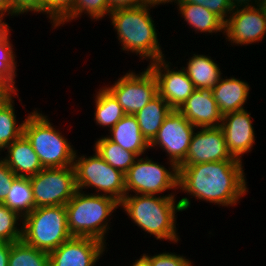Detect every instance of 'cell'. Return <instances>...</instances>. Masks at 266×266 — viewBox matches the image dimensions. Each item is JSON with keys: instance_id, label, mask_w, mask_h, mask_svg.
Returning <instances> with one entry per match:
<instances>
[{"instance_id": "cell-16", "label": "cell", "mask_w": 266, "mask_h": 266, "mask_svg": "<svg viewBox=\"0 0 266 266\" xmlns=\"http://www.w3.org/2000/svg\"><path fill=\"white\" fill-rule=\"evenodd\" d=\"M251 119V113L242 109L223 115L220 124L229 153L240 161L243 160L241 156L251 152L255 144V131Z\"/></svg>"}, {"instance_id": "cell-11", "label": "cell", "mask_w": 266, "mask_h": 266, "mask_svg": "<svg viewBox=\"0 0 266 266\" xmlns=\"http://www.w3.org/2000/svg\"><path fill=\"white\" fill-rule=\"evenodd\" d=\"M195 128L178 110H172L149 148L160 147L169 157L167 164L174 163L178 167L185 160Z\"/></svg>"}, {"instance_id": "cell-33", "label": "cell", "mask_w": 266, "mask_h": 266, "mask_svg": "<svg viewBox=\"0 0 266 266\" xmlns=\"http://www.w3.org/2000/svg\"><path fill=\"white\" fill-rule=\"evenodd\" d=\"M143 255L149 260L150 266H193V262L180 254L175 252H162L150 256L149 254L143 253Z\"/></svg>"}, {"instance_id": "cell-15", "label": "cell", "mask_w": 266, "mask_h": 266, "mask_svg": "<svg viewBox=\"0 0 266 266\" xmlns=\"http://www.w3.org/2000/svg\"><path fill=\"white\" fill-rule=\"evenodd\" d=\"M90 237H71L49 253V266H95L107 249Z\"/></svg>"}, {"instance_id": "cell-30", "label": "cell", "mask_w": 266, "mask_h": 266, "mask_svg": "<svg viewBox=\"0 0 266 266\" xmlns=\"http://www.w3.org/2000/svg\"><path fill=\"white\" fill-rule=\"evenodd\" d=\"M22 222L23 217L16 211L0 204V242L13 243L22 240Z\"/></svg>"}, {"instance_id": "cell-8", "label": "cell", "mask_w": 266, "mask_h": 266, "mask_svg": "<svg viewBox=\"0 0 266 266\" xmlns=\"http://www.w3.org/2000/svg\"><path fill=\"white\" fill-rule=\"evenodd\" d=\"M165 165L152 158L138 157L125 174V191L135 194L160 195L167 190H178L179 169L174 163Z\"/></svg>"}, {"instance_id": "cell-3", "label": "cell", "mask_w": 266, "mask_h": 266, "mask_svg": "<svg viewBox=\"0 0 266 266\" xmlns=\"http://www.w3.org/2000/svg\"><path fill=\"white\" fill-rule=\"evenodd\" d=\"M159 3L151 2L146 5L119 9L110 12L109 17L117 38L121 43V50L134 53L149 63L165 58L156 32V25L150 14L152 7Z\"/></svg>"}, {"instance_id": "cell-6", "label": "cell", "mask_w": 266, "mask_h": 266, "mask_svg": "<svg viewBox=\"0 0 266 266\" xmlns=\"http://www.w3.org/2000/svg\"><path fill=\"white\" fill-rule=\"evenodd\" d=\"M22 240L50 253L72 236L65 205L38 207L23 217Z\"/></svg>"}, {"instance_id": "cell-1", "label": "cell", "mask_w": 266, "mask_h": 266, "mask_svg": "<svg viewBox=\"0 0 266 266\" xmlns=\"http://www.w3.org/2000/svg\"><path fill=\"white\" fill-rule=\"evenodd\" d=\"M243 167L240 160L178 166V189L195 200L235 206L248 193Z\"/></svg>"}, {"instance_id": "cell-25", "label": "cell", "mask_w": 266, "mask_h": 266, "mask_svg": "<svg viewBox=\"0 0 266 266\" xmlns=\"http://www.w3.org/2000/svg\"><path fill=\"white\" fill-rule=\"evenodd\" d=\"M94 151L109 165L126 174L138 156L102 136L95 141Z\"/></svg>"}, {"instance_id": "cell-32", "label": "cell", "mask_w": 266, "mask_h": 266, "mask_svg": "<svg viewBox=\"0 0 266 266\" xmlns=\"http://www.w3.org/2000/svg\"><path fill=\"white\" fill-rule=\"evenodd\" d=\"M75 0H43L42 13L47 15L52 24V29L63 26L71 16Z\"/></svg>"}, {"instance_id": "cell-35", "label": "cell", "mask_w": 266, "mask_h": 266, "mask_svg": "<svg viewBox=\"0 0 266 266\" xmlns=\"http://www.w3.org/2000/svg\"><path fill=\"white\" fill-rule=\"evenodd\" d=\"M17 178L14 172L0 157V204H3L13 181Z\"/></svg>"}, {"instance_id": "cell-38", "label": "cell", "mask_w": 266, "mask_h": 266, "mask_svg": "<svg viewBox=\"0 0 266 266\" xmlns=\"http://www.w3.org/2000/svg\"><path fill=\"white\" fill-rule=\"evenodd\" d=\"M17 91L7 83L0 81V108L7 103Z\"/></svg>"}, {"instance_id": "cell-28", "label": "cell", "mask_w": 266, "mask_h": 266, "mask_svg": "<svg viewBox=\"0 0 266 266\" xmlns=\"http://www.w3.org/2000/svg\"><path fill=\"white\" fill-rule=\"evenodd\" d=\"M9 30L11 31V28L7 25L0 32V81L7 83L18 91L15 86L16 80H14L17 76V57L13 51L14 45L10 42L11 32Z\"/></svg>"}, {"instance_id": "cell-4", "label": "cell", "mask_w": 266, "mask_h": 266, "mask_svg": "<svg viewBox=\"0 0 266 266\" xmlns=\"http://www.w3.org/2000/svg\"><path fill=\"white\" fill-rule=\"evenodd\" d=\"M72 237H90L106 243L112 213L120 207L114 198L77 190L65 205ZM109 229V230H108Z\"/></svg>"}, {"instance_id": "cell-34", "label": "cell", "mask_w": 266, "mask_h": 266, "mask_svg": "<svg viewBox=\"0 0 266 266\" xmlns=\"http://www.w3.org/2000/svg\"><path fill=\"white\" fill-rule=\"evenodd\" d=\"M196 5H202L214 14L218 15L224 22L227 21L233 10L230 0H183Z\"/></svg>"}, {"instance_id": "cell-23", "label": "cell", "mask_w": 266, "mask_h": 266, "mask_svg": "<svg viewBox=\"0 0 266 266\" xmlns=\"http://www.w3.org/2000/svg\"><path fill=\"white\" fill-rule=\"evenodd\" d=\"M172 110L170 105L157 94L135 114L141 133L148 143L154 139L165 118Z\"/></svg>"}, {"instance_id": "cell-2", "label": "cell", "mask_w": 266, "mask_h": 266, "mask_svg": "<svg viewBox=\"0 0 266 266\" xmlns=\"http://www.w3.org/2000/svg\"><path fill=\"white\" fill-rule=\"evenodd\" d=\"M175 196V193L165 196L130 194L122 199L120 207L138 228L153 235L156 240H168L175 244L180 241L176 213L191 208V199L182 197L177 201Z\"/></svg>"}, {"instance_id": "cell-29", "label": "cell", "mask_w": 266, "mask_h": 266, "mask_svg": "<svg viewBox=\"0 0 266 266\" xmlns=\"http://www.w3.org/2000/svg\"><path fill=\"white\" fill-rule=\"evenodd\" d=\"M8 266H49V253L38 250L23 240L13 242Z\"/></svg>"}, {"instance_id": "cell-24", "label": "cell", "mask_w": 266, "mask_h": 266, "mask_svg": "<svg viewBox=\"0 0 266 266\" xmlns=\"http://www.w3.org/2000/svg\"><path fill=\"white\" fill-rule=\"evenodd\" d=\"M94 95L95 97V112L94 120L96 125L100 127L113 128L126 114L123 108L119 105L117 99L106 88L101 87Z\"/></svg>"}, {"instance_id": "cell-22", "label": "cell", "mask_w": 266, "mask_h": 266, "mask_svg": "<svg viewBox=\"0 0 266 266\" xmlns=\"http://www.w3.org/2000/svg\"><path fill=\"white\" fill-rule=\"evenodd\" d=\"M186 65V67L182 68L193 82L195 89L213 88L223 74L221 68L211 56L205 54H193Z\"/></svg>"}, {"instance_id": "cell-43", "label": "cell", "mask_w": 266, "mask_h": 266, "mask_svg": "<svg viewBox=\"0 0 266 266\" xmlns=\"http://www.w3.org/2000/svg\"><path fill=\"white\" fill-rule=\"evenodd\" d=\"M8 25V23H4L0 21V32Z\"/></svg>"}, {"instance_id": "cell-42", "label": "cell", "mask_w": 266, "mask_h": 266, "mask_svg": "<svg viewBox=\"0 0 266 266\" xmlns=\"http://www.w3.org/2000/svg\"><path fill=\"white\" fill-rule=\"evenodd\" d=\"M131 266H150L149 260L142 254L139 259H136Z\"/></svg>"}, {"instance_id": "cell-26", "label": "cell", "mask_w": 266, "mask_h": 266, "mask_svg": "<svg viewBox=\"0 0 266 266\" xmlns=\"http://www.w3.org/2000/svg\"><path fill=\"white\" fill-rule=\"evenodd\" d=\"M3 204L16 211L21 217L33 211L35 205L29 178L17 177L13 181Z\"/></svg>"}, {"instance_id": "cell-41", "label": "cell", "mask_w": 266, "mask_h": 266, "mask_svg": "<svg viewBox=\"0 0 266 266\" xmlns=\"http://www.w3.org/2000/svg\"><path fill=\"white\" fill-rule=\"evenodd\" d=\"M232 7H250L264 5L265 0H230Z\"/></svg>"}, {"instance_id": "cell-36", "label": "cell", "mask_w": 266, "mask_h": 266, "mask_svg": "<svg viewBox=\"0 0 266 266\" xmlns=\"http://www.w3.org/2000/svg\"><path fill=\"white\" fill-rule=\"evenodd\" d=\"M43 0H9L12 9L20 16L24 13H42Z\"/></svg>"}, {"instance_id": "cell-40", "label": "cell", "mask_w": 266, "mask_h": 266, "mask_svg": "<svg viewBox=\"0 0 266 266\" xmlns=\"http://www.w3.org/2000/svg\"><path fill=\"white\" fill-rule=\"evenodd\" d=\"M10 249V242H0V266H8Z\"/></svg>"}, {"instance_id": "cell-18", "label": "cell", "mask_w": 266, "mask_h": 266, "mask_svg": "<svg viewBox=\"0 0 266 266\" xmlns=\"http://www.w3.org/2000/svg\"><path fill=\"white\" fill-rule=\"evenodd\" d=\"M6 149V156L2 158L1 155V159L17 177L29 178L43 169L38 155L24 135L12 142Z\"/></svg>"}, {"instance_id": "cell-20", "label": "cell", "mask_w": 266, "mask_h": 266, "mask_svg": "<svg viewBox=\"0 0 266 266\" xmlns=\"http://www.w3.org/2000/svg\"><path fill=\"white\" fill-rule=\"evenodd\" d=\"M173 2L177 4L178 14H181L186 24L193 28L195 33L212 35L222 32L225 34V22L207 8L183 0H173L171 3Z\"/></svg>"}, {"instance_id": "cell-39", "label": "cell", "mask_w": 266, "mask_h": 266, "mask_svg": "<svg viewBox=\"0 0 266 266\" xmlns=\"http://www.w3.org/2000/svg\"><path fill=\"white\" fill-rule=\"evenodd\" d=\"M6 15L18 16V14L12 9L9 0H0V21L6 23V19H4V17H7Z\"/></svg>"}, {"instance_id": "cell-12", "label": "cell", "mask_w": 266, "mask_h": 266, "mask_svg": "<svg viewBox=\"0 0 266 266\" xmlns=\"http://www.w3.org/2000/svg\"><path fill=\"white\" fill-rule=\"evenodd\" d=\"M226 35V36H225ZM225 39L230 45L247 46L265 39L266 8L264 5L233 8L225 22Z\"/></svg>"}, {"instance_id": "cell-19", "label": "cell", "mask_w": 266, "mask_h": 266, "mask_svg": "<svg viewBox=\"0 0 266 266\" xmlns=\"http://www.w3.org/2000/svg\"><path fill=\"white\" fill-rule=\"evenodd\" d=\"M212 89L214 100L222 115L245 109L244 105L249 99L250 92V85L246 80L234 76L230 78L226 76L224 79L222 76Z\"/></svg>"}, {"instance_id": "cell-37", "label": "cell", "mask_w": 266, "mask_h": 266, "mask_svg": "<svg viewBox=\"0 0 266 266\" xmlns=\"http://www.w3.org/2000/svg\"><path fill=\"white\" fill-rule=\"evenodd\" d=\"M107 1L110 8V12L119 9L138 7L152 2L151 0H107Z\"/></svg>"}, {"instance_id": "cell-5", "label": "cell", "mask_w": 266, "mask_h": 266, "mask_svg": "<svg viewBox=\"0 0 266 266\" xmlns=\"http://www.w3.org/2000/svg\"><path fill=\"white\" fill-rule=\"evenodd\" d=\"M37 108L28 113L23 135L31 143L43 168L73 166L77 150Z\"/></svg>"}, {"instance_id": "cell-21", "label": "cell", "mask_w": 266, "mask_h": 266, "mask_svg": "<svg viewBox=\"0 0 266 266\" xmlns=\"http://www.w3.org/2000/svg\"><path fill=\"white\" fill-rule=\"evenodd\" d=\"M109 132V135H106L109 140L135 153L138 157L150 149L135 115L126 114Z\"/></svg>"}, {"instance_id": "cell-17", "label": "cell", "mask_w": 266, "mask_h": 266, "mask_svg": "<svg viewBox=\"0 0 266 266\" xmlns=\"http://www.w3.org/2000/svg\"><path fill=\"white\" fill-rule=\"evenodd\" d=\"M178 111L196 128L219 127L222 123L212 88L196 89Z\"/></svg>"}, {"instance_id": "cell-27", "label": "cell", "mask_w": 266, "mask_h": 266, "mask_svg": "<svg viewBox=\"0 0 266 266\" xmlns=\"http://www.w3.org/2000/svg\"><path fill=\"white\" fill-rule=\"evenodd\" d=\"M19 96L17 93L0 108V152L12 142L23 135L26 117L21 123H17L13 98ZM3 150V151H2ZM1 155V153H0Z\"/></svg>"}, {"instance_id": "cell-9", "label": "cell", "mask_w": 266, "mask_h": 266, "mask_svg": "<svg viewBox=\"0 0 266 266\" xmlns=\"http://www.w3.org/2000/svg\"><path fill=\"white\" fill-rule=\"evenodd\" d=\"M29 180L35 208L66 205L78 190L73 166L43 168Z\"/></svg>"}, {"instance_id": "cell-31", "label": "cell", "mask_w": 266, "mask_h": 266, "mask_svg": "<svg viewBox=\"0 0 266 266\" xmlns=\"http://www.w3.org/2000/svg\"><path fill=\"white\" fill-rule=\"evenodd\" d=\"M86 14L92 20H100L103 17L109 16L110 8L107 0H75L74 8L71 16L64 22L68 23L76 18H81V15Z\"/></svg>"}, {"instance_id": "cell-10", "label": "cell", "mask_w": 266, "mask_h": 266, "mask_svg": "<svg viewBox=\"0 0 266 266\" xmlns=\"http://www.w3.org/2000/svg\"><path fill=\"white\" fill-rule=\"evenodd\" d=\"M117 99L125 114L135 115L158 94L156 76L147 66L136 74L128 71L113 85L105 86Z\"/></svg>"}, {"instance_id": "cell-7", "label": "cell", "mask_w": 266, "mask_h": 266, "mask_svg": "<svg viewBox=\"0 0 266 266\" xmlns=\"http://www.w3.org/2000/svg\"><path fill=\"white\" fill-rule=\"evenodd\" d=\"M85 156H78L76 151L74 157L77 189L94 188V194L112 197L120 203L126 196L125 174L109 165L96 151L93 156Z\"/></svg>"}, {"instance_id": "cell-13", "label": "cell", "mask_w": 266, "mask_h": 266, "mask_svg": "<svg viewBox=\"0 0 266 266\" xmlns=\"http://www.w3.org/2000/svg\"><path fill=\"white\" fill-rule=\"evenodd\" d=\"M165 59L153 61L148 67L156 76L158 94L173 110H178L196 89L182 67L176 70L177 67H170L171 62Z\"/></svg>"}, {"instance_id": "cell-14", "label": "cell", "mask_w": 266, "mask_h": 266, "mask_svg": "<svg viewBox=\"0 0 266 266\" xmlns=\"http://www.w3.org/2000/svg\"><path fill=\"white\" fill-rule=\"evenodd\" d=\"M196 129L197 131L193 133L191 138L185 160L179 166L223 160H237L229 153L220 126Z\"/></svg>"}]
</instances>
